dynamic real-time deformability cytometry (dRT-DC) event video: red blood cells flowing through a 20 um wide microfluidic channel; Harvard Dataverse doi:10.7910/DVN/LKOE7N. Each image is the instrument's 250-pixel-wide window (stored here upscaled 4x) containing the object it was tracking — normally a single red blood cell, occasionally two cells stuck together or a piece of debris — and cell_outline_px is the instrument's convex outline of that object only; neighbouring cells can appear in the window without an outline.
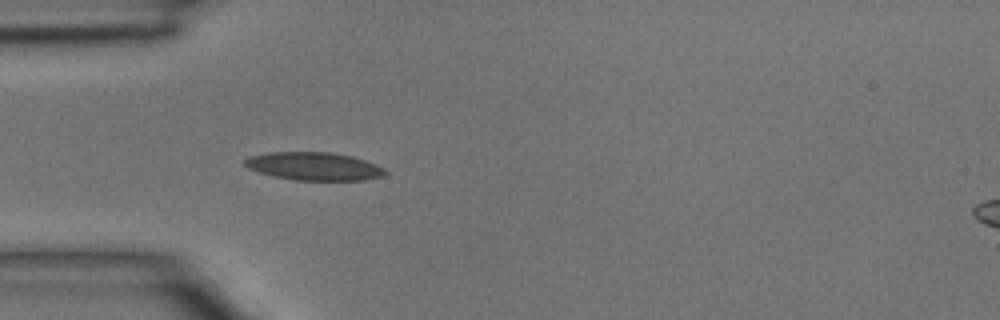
{"species": "common noctule bat (a hibernating species)", "species_latin": "Nyctalus noctula", "temperature_condition": "room temperature", "stored_images_in_passage": 24, "camera_frame_rate_fps": 3000, "um_per_image_px": 0.085, "animal": {"sex": "male", "body_mass_g": 15.6}, "frame": {"image": 1, "passage_image": 4, "time_ms": 1.0, "image_size_px": [1000, 320], "cell_outline_px": [[388, 172], [384, 176], [364, 180], [296, 180], [276, 176], [260, 172], [248, 168], [244, 164], [244, 160], [248, 156], [268, 152], [328, 152], [352, 156], [376, 164], [384, 168]], "centroid_in_image_um": [26.71, 14.13], "position_along_channel_um": 58.3, "area_um2": 22.89}}